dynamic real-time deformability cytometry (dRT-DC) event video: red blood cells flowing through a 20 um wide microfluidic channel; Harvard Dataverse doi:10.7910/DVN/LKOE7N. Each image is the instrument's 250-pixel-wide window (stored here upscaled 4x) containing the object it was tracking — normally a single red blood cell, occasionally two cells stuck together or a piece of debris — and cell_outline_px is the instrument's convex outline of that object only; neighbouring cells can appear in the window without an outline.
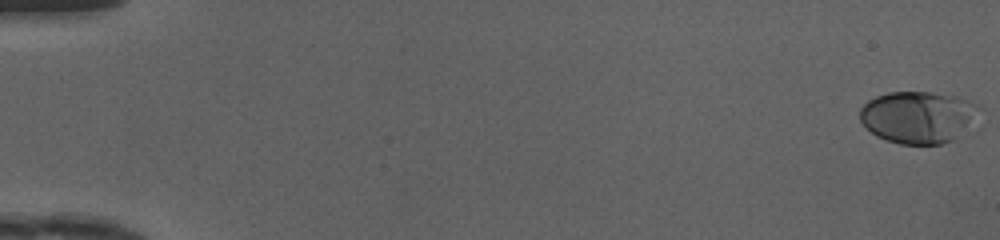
{"species": "human", "species_latin": "Homo sapiens", "temperature_condition": "cold", "stored_images_in_passage": 50, "camera_frame_rate_fps": 3000, "um_per_image_px": 0.085, "donor": {"sex": "female"}, "frame": {"image": 1, "passage_image": 1, "time_ms": 0.0, "image_size_px": [1000, 240], "cell_outline_px": [[980, 108], [956, 136], [952, 140], [940, 144], [900, 144], [884, 140], [876, 136], [860, 120], [860, 108], [868, 100], [876, 96], [888, 92], [932, 92], [956, 96], [968, 100], [976, 104]], "centroid_in_image_um": [77.94, 9.94], "position_along_channel_um": 7.1, "area_um2": 35.43}}
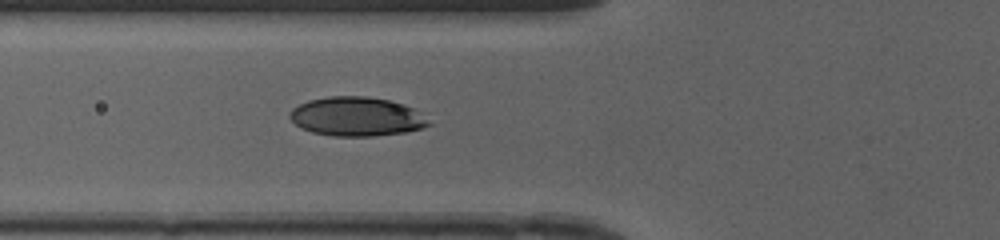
{"frame": {"image": 2, "passage_image": 20, "time_ms": 6.333, "image_size_px": [1000, 240], "cell_outline_px": [[432, 124], [424, 128], [408, 132], [376, 136], [332, 136], [312, 132], [300, 128], [288, 116], [288, 112], [292, 108], [308, 100], [328, 96], [368, 96], [392, 100], [404, 104], [412, 108]], "centroid_in_image_um": [30.29, 9.91], "position_along_channel_um": 95.5, "area_um2": 31.91}}
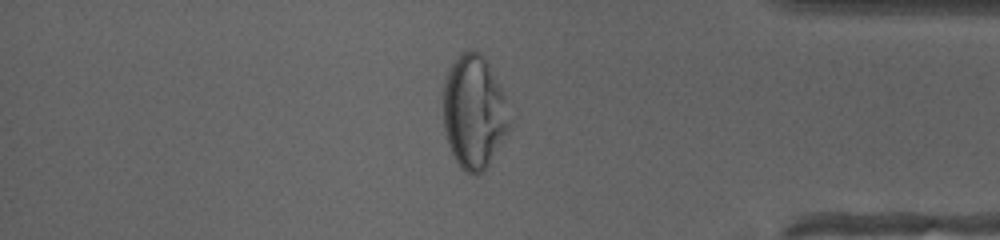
{"frame": {"image": 3, "passage_image": 43, "time_ms": 14.0, "image_size_px": [1000, 240], "cell_outline_px": [[508, 132], [484, 172], [476, 176], [472, 176], [460, 168], [448, 144], [444, 128], [444, 84], [448, 72], [452, 64], [468, 48], [480, 52], [484, 56], [504, 96], [508, 124]], "centroid_in_image_um": [40.27, 9.57], "position_along_channel_um": 394.9, "area_um2": 43.12}, "authors_computed_cell_mechanics": {"area_um2": 33.8419, "velocity_mm_per_s": 4.1722, "shape_relaxation_time_tau1_ms": 4.6009, "shape_relaxation_time_tau2_ms": 0.6436, "deformation_change_tau1": 0.1484, "deformation_change_tau2": 0.0378}}